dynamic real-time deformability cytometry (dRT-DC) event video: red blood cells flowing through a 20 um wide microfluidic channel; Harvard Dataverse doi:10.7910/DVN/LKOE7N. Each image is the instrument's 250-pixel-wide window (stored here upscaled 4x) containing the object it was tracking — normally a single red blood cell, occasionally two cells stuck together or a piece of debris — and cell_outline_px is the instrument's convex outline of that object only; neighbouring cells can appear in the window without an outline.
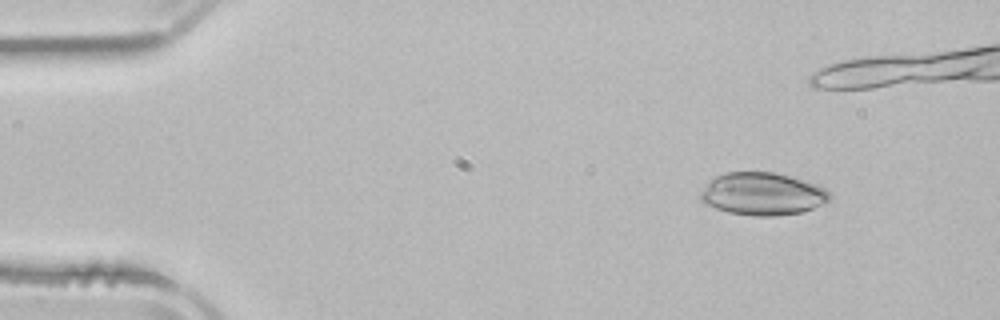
{"species": "common noctule bat (a hibernating species)", "species_latin": "Nyctalus noctula", "temperature_condition": "room temperature", "stored_images_in_passage": 4, "camera_frame_rate_fps": 3000, "um_per_image_px": 0.085, "animal": {"sex": "male", "body_mass_g": 21.5, "forearm_length_mm": 52.0}, "frame": {"image": 1, "passage_image": 1, "time_ms": 0.0, "image_size_px": [1000, 320], "cell_outline_px": [[832, 196], [828, 200], [804, 212], [776, 216], [752, 216], [728, 212], [704, 204], [700, 200], [700, 192], [708, 180], [724, 172], [776, 172], [820, 184], [832, 192]], "centroid_in_image_um": [64.82, 16.47], "position_along_channel_um": 20.2, "area_um2": 32.6}}